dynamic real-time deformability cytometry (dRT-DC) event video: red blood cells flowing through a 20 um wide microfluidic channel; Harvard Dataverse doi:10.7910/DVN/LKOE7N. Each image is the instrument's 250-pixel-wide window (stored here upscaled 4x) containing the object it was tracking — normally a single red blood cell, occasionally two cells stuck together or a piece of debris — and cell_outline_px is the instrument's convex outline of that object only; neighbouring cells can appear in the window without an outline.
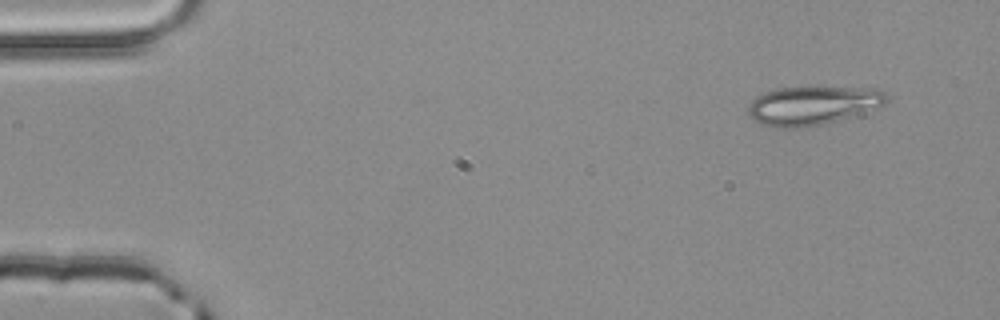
{"species": "common noctule bat (a hibernating species)", "species_latin": "Nyctalus noctula", "temperature_condition": "room temperature", "stored_images_in_passage": 2, "camera_frame_rate_fps": 3000, "um_per_image_px": 0.085, "animal": {"sex": "male", "body_mass_g": 20.4}, "frame": {"image": 1, "passage_image": 1, "time_ms": 0.0, "image_size_px": [1000, 320], "cell_outline_px": [[888, 100], [884, 104], [824, 124], [800, 128], [776, 128], [760, 124], [748, 116], [748, 104], [756, 96], [764, 92], [776, 88], [804, 84], [816, 84], [876, 88], [884, 92], [888, 96]], "centroid_in_image_um": [69.02, 8.89], "position_along_channel_um": 16.0, "area_um2": 32.48}}